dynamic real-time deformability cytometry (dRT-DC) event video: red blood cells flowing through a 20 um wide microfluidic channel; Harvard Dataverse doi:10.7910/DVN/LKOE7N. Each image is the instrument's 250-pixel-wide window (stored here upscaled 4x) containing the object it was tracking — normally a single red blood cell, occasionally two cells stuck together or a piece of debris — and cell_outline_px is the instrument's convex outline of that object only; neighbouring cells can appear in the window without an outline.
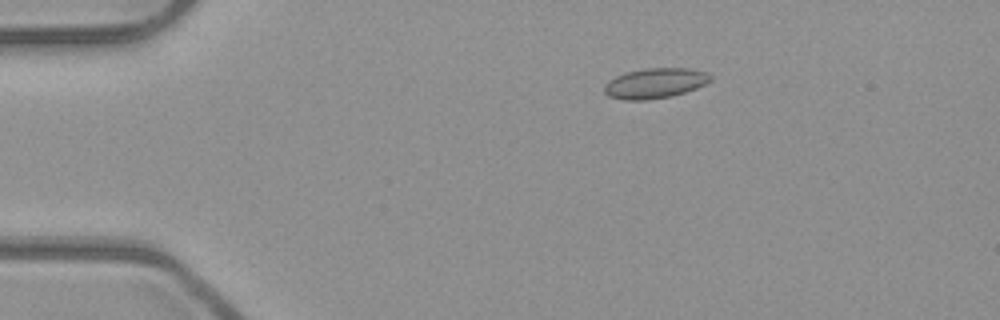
{"species": "common noctule bat (a hibernating species)", "species_latin": "Nyctalus noctula", "temperature_condition": "room temperature", "stored_images_in_passage": 4, "camera_frame_rate_fps": 3000, "um_per_image_px": 0.085, "animal": {"sex": "male", "body_mass_g": 23.1, "forearm_length_mm": 52.7}, "frame": {"image": 1, "passage_image": 4, "time_ms": 1.0, "image_size_px": [1000, 320], "cell_outline_px": [[712, 80], [696, 88], [684, 92], [668, 96], [644, 100], [624, 100], [608, 96], [604, 92], [604, 84], [608, 80], [616, 76], [628, 72], [644, 68], [688, 68], [708, 72], [712, 76]], "centroid_in_image_um": [55.67, 7.06], "position_along_channel_um": 29.3, "area_um2": 18.61}}